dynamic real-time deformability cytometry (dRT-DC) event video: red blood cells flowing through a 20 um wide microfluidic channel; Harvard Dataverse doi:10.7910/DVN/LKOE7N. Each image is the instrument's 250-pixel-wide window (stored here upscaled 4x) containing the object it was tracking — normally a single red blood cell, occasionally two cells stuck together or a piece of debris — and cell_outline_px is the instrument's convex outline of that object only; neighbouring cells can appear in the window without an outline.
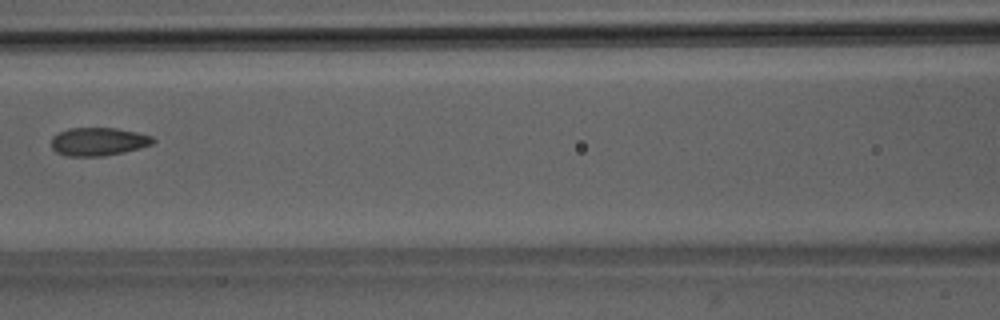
{"species": "Egyptian fruit bat (a non-hibernating species)", "species_latin": "Rousettus aegyptiacus", "temperature_condition": "room temperature", "stored_images_in_passage": 5, "camera_frame_rate_fps": 3000, "um_per_image_px": 0.085, "animal": {"sex": "male"}, "frame": {"image": 1, "passage_image": 5, "time_ms": 4.667, "image_size_px": [1000, 320], "cell_outline_px": [[156, 140], [152, 144], [124, 152], [104, 156], [68, 156], [56, 152], [52, 148], [52, 136], [68, 128], [116, 128], [136, 132], [152, 136]], "centroid_in_image_um": [8.35, 12.03], "position_along_channel_um": 158.2, "area_um2": 16.65}}